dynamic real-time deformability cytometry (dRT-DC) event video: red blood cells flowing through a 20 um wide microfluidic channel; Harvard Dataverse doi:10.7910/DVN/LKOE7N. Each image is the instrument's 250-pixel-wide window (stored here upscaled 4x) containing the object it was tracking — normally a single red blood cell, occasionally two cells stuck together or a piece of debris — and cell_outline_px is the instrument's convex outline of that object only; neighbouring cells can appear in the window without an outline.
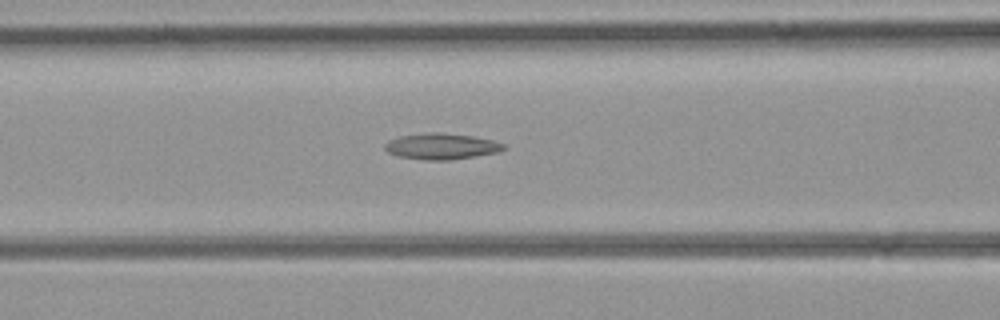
{"species": "common noctule bat (a hibernating species)", "species_latin": "Nyctalus noctula", "temperature_condition": "room temperature", "stored_images_in_passage": 28, "camera_frame_rate_fps": 3000, "um_per_image_px": 0.085, "animal": {"sex": "female", "body_mass_g": 21.9}, "frame": {"image": 1, "passage_image": 10, "time_ms": 3.0, "image_size_px": [1000, 320], "cell_outline_px": [[508, 148], [500, 152], [476, 156], [448, 160], [428, 160], [400, 156], [388, 152], [384, 148], [384, 144], [388, 140], [400, 136], [428, 132], [440, 132], [472, 136], [492, 140], [508, 144]], "centroid_in_image_um": [37.58, 12.43], "position_along_channel_um": 129.0, "area_um2": 18.15}}
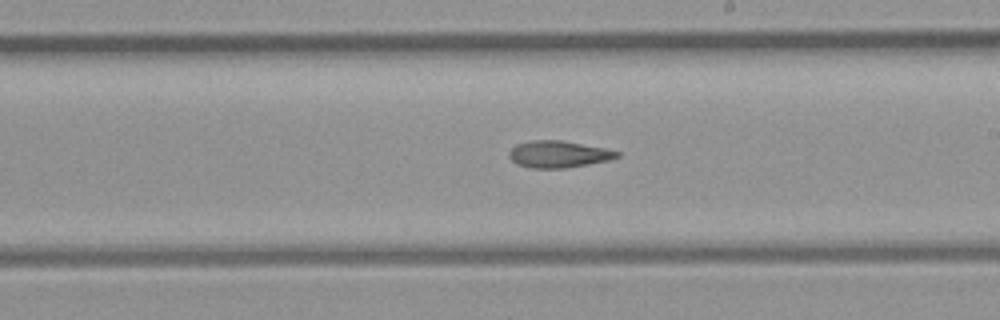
{"frame": {"image": 2, "passage_image": 17, "time_ms": 5.333, "image_size_px": [1000, 320], "cell_outline_px": [[620, 156], [608, 160], [588, 164], [564, 168], [532, 168], [516, 164], [508, 156], [508, 152], [516, 144], [532, 140], [560, 140], [608, 148], [620, 152]], "centroid_in_image_um": [47.47, 13.1], "position_along_channel_um": 241.5, "area_um2": 16.94}}
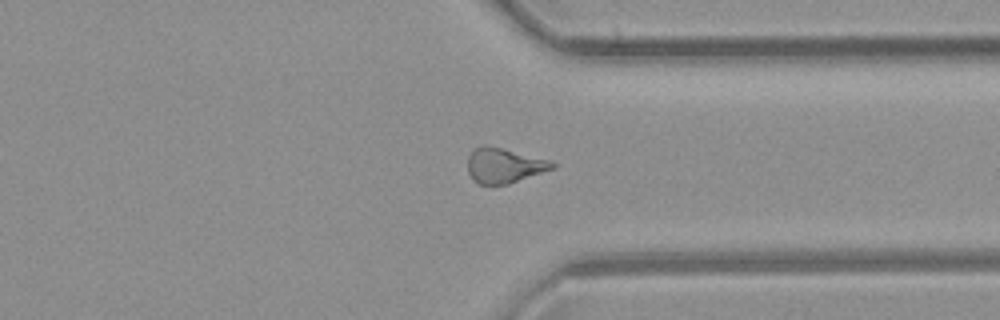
{"frame": {"image": 3, "passage_image": 25, "time_ms": 8.0, "image_size_px": [1000, 320], "cell_outline_px": [[556, 168], [508, 184], [480, 184], [472, 180], [468, 172], [468, 156], [472, 148], [480, 144], [484, 144], [504, 148], [552, 160], [556, 164]], "centroid_in_image_um": [42.85, 14.04], "position_along_channel_um": 368.5, "area_um2": 17.69}}